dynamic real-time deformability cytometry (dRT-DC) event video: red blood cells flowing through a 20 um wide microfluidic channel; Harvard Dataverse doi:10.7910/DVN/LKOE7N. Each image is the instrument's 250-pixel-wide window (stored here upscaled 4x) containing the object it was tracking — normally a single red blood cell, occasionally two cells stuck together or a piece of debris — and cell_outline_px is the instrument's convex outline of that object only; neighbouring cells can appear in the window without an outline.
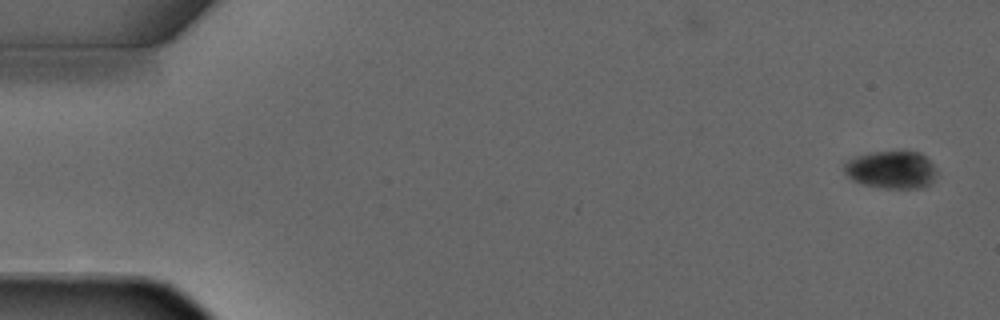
{"species": "common noctule bat (a hibernating species)", "species_latin": "Nyctalus noctula", "temperature_condition": "warm", "stored_images_in_passage": 5, "segment_of_instrument_passage": [1, 2], "camera_frame_rate_fps": 3000, "um_per_image_px": 0.085, "animal": {"sex": "male", "forearm_length_mm": 52.5}, "frame": {"image": 1, "passage_image": 1, "time_ms": 0.0, "image_size_px": [1000, 320], "cell_outline_px": [[936, 176], [924, 188], [884, 188], [864, 184], [852, 180], [844, 172], [844, 164], [848, 160], [856, 156], [872, 152], [920, 152], [936, 168]], "centroid_in_image_um": [75.76, 14.44], "position_along_channel_um": 9.2, "area_um2": 20.11}}